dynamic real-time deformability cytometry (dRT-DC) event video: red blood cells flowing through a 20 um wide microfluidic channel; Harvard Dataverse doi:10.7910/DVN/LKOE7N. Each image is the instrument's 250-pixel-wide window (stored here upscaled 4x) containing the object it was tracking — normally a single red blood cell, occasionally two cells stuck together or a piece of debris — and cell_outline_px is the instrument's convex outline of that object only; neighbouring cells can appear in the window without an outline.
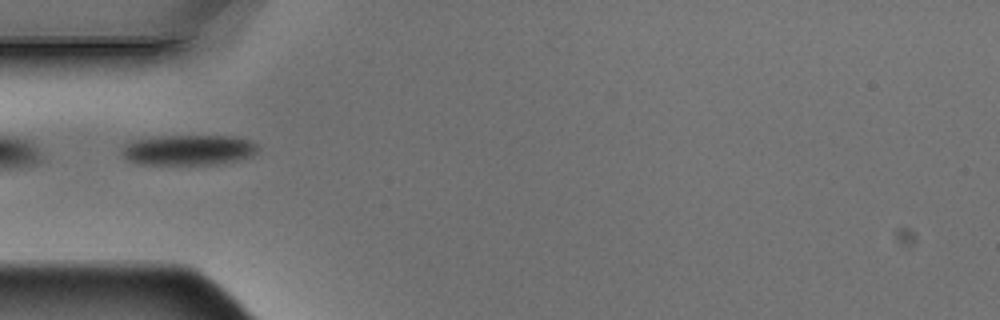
{"species": "Egyptian fruit bat (a non-hibernating species)", "species_latin": "Rousettus aegyptiacus", "temperature_condition": "warm", "stored_images_in_passage": 7, "camera_frame_rate_fps": 3000, "um_per_image_px": 0.085, "animal": {"sex": "male"}, "frame": {"image": 1, "passage_image": 4, "time_ms": 1.0, "image_size_px": [1000, 320], "cell_outline_px": [[256, 152], [252, 156], [236, 160], [216, 164], [140, 164], [128, 160], [120, 156], [124, 144], [132, 140], [156, 136], [232, 136], [248, 140], [256, 144]], "centroid_in_image_um": [15.95, 12.74], "position_along_channel_um": 69.1, "area_um2": 24.04}}
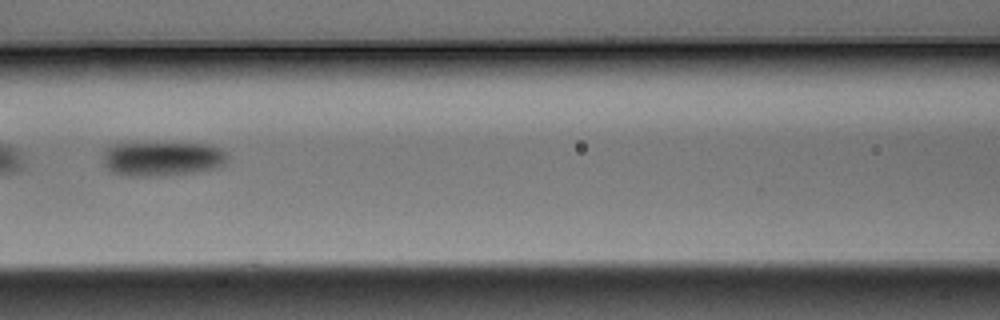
{"frame": {"image": 2, "passage_image": 6, "time_ms": 1.667, "image_size_px": [1000, 320], "cell_outline_px": [[228, 160], [224, 164], [216, 168], [196, 172], [160, 176], [128, 176], [112, 172], [104, 164], [104, 152], [108, 148], [116, 144], [208, 144], [220, 148], [228, 152]], "centroid_in_image_um": [13.85, 13.51], "position_along_channel_um": 152.7, "area_um2": 24.8}}
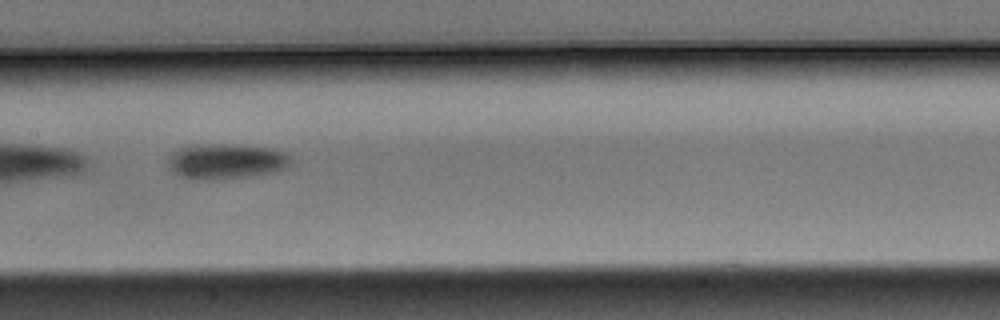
{"frame": {"image": 3, "passage_image": 7, "time_ms": 2.0, "image_size_px": [1000, 320], "cell_outline_px": [[292, 160], [288, 168], [272, 172], [248, 176], [220, 180], [192, 180], [176, 176], [168, 168], [168, 160], [172, 152], [184, 144], [224, 144], [272, 148], [284, 152]], "centroid_in_image_um": [19.13, 13.72], "position_along_channel_um": 188.3, "area_um2": 25.89}}